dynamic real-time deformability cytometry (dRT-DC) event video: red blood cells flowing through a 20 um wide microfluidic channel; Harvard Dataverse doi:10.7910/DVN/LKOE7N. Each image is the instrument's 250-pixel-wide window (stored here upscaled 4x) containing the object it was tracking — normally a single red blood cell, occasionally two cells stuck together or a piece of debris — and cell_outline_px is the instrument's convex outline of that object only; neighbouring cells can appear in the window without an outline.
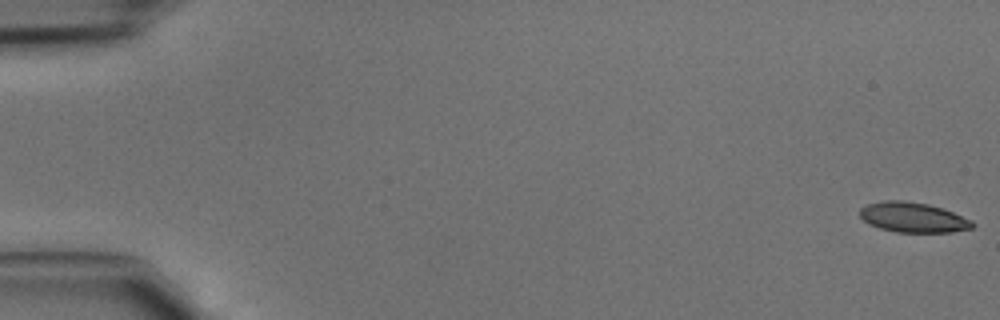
{"species": "common noctule bat (a hibernating species)", "species_latin": "Nyctalus noctula", "temperature_condition": "cold", "stored_images_in_passage": 46, "camera_frame_rate_fps": 3000, "um_per_image_px": 0.085, "animal": {"sex": "male", "body_mass_g": 15.6}, "frame": {"image": 1, "passage_image": 1, "time_ms": 0.0, "image_size_px": [1000, 320], "cell_outline_px": [[976, 224], [972, 228], [952, 232], [896, 232], [880, 228], [868, 224], [860, 216], [860, 208], [868, 204], [884, 200], [904, 200], [928, 204], [952, 212], [972, 220]], "centroid_in_image_um": [77.6, 18.48], "position_along_channel_um": 7.4, "area_um2": 19.65}}
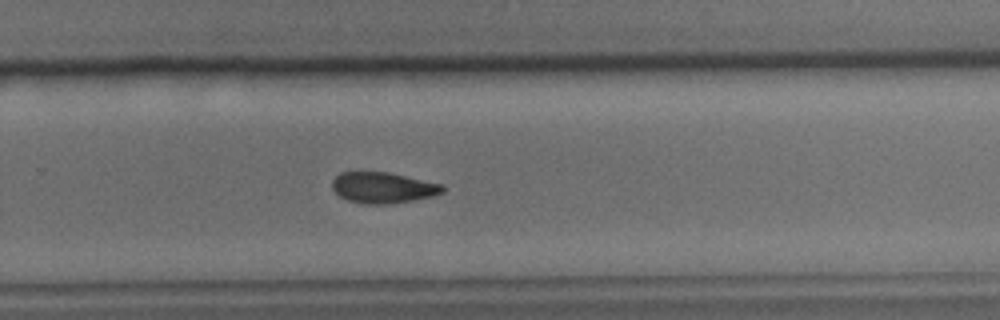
{"frame": {"image": 2, "passage_image": 31, "time_ms": 10.0, "image_size_px": [1000, 320], "cell_outline_px": [[444, 192], [432, 196], [412, 200], [388, 204], [364, 204], [348, 200], [340, 196], [332, 188], [332, 180], [340, 172], [388, 172], [444, 184]], "centroid_in_image_um": [32.56, 15.95], "position_along_channel_um": 297.2, "area_um2": 19.88}}
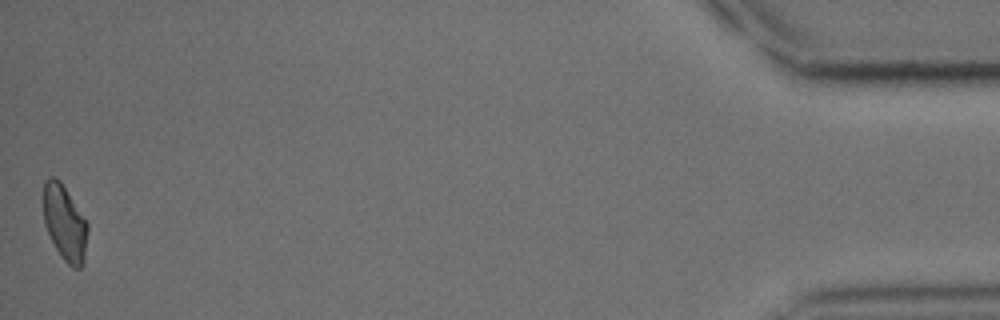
{"frame": {"image": 3, "passage_image": 46, "time_ms": 15.0, "image_size_px": [1000, 320], "cell_outline_px": [[88, 232], [84, 264], [80, 268], [72, 268], [64, 260], [56, 248], [44, 224], [40, 200], [44, 180], [48, 176], [56, 176], [60, 180], [88, 224]], "centroid_in_image_um": [5.45, 18.89], "position_along_channel_um": 429.7, "area_um2": 20.06}}